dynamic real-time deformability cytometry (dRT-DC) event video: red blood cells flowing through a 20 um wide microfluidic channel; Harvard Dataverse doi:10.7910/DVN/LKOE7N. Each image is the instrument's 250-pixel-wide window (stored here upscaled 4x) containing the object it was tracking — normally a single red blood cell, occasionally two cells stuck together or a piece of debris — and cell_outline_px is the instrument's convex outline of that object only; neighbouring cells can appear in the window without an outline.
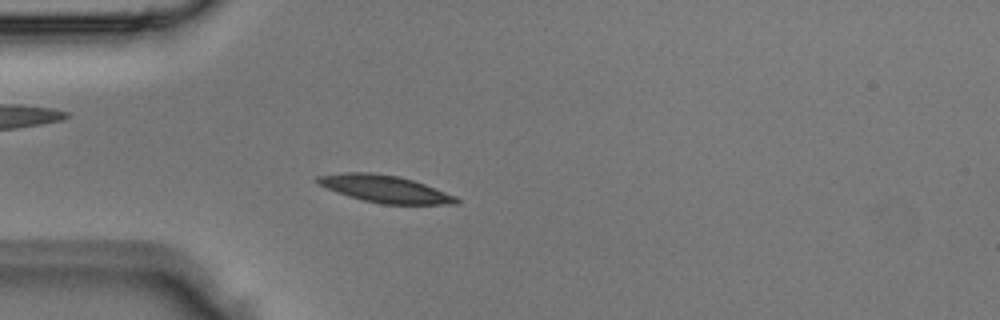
{"species": "Egyptian fruit bat (a non-hibernating species)", "species_latin": "Rousettus aegyptiacus", "temperature_condition": "room temperature", "stored_images_in_passage": 3, "camera_frame_rate_fps": 3000, "um_per_image_px": 0.085, "animal": {"sex": "male"}, "frame": {"image": 1, "passage_image": 3, "time_ms": 0.667, "image_size_px": [1000, 320], "cell_outline_px": [[460, 204], [380, 204], [348, 196], [316, 184], [312, 180], [316, 176], [344, 172], [372, 172], [400, 176], [424, 184], [456, 196], [460, 200]], "centroid_in_image_um": [32.67, 16.05], "position_along_channel_um": 52.3, "area_um2": 22.14}}